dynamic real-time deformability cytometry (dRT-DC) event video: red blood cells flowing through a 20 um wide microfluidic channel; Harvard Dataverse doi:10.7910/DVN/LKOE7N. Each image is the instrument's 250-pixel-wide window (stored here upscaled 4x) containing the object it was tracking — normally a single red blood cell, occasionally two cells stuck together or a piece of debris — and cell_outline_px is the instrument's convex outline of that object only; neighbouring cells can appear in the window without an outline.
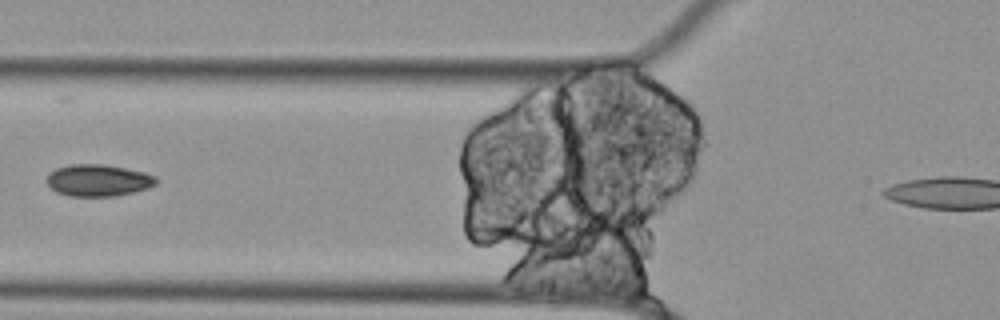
{"species": "Egyptian fruit bat (a non-hibernating species)", "species_latin": "Rousettus aegyptiacus", "temperature_condition": "cold", "stored_images_in_passage": 30, "camera_frame_rate_fps": 3000, "um_per_image_px": 0.085, "animal": {"sex": "female"}, "frame": {"image": 1, "passage_image": 2, "time_ms": 0.333, "image_size_px": [1000, 320], "cell_outline_px": [[156, 184], [148, 188], [132, 192], [112, 196], [68, 196], [56, 192], [44, 180], [56, 168], [72, 164], [104, 164], [144, 172], [156, 176]], "centroid_in_image_um": [8.33, 15.33], "position_along_channel_um": 117.5, "area_um2": 20.17}}
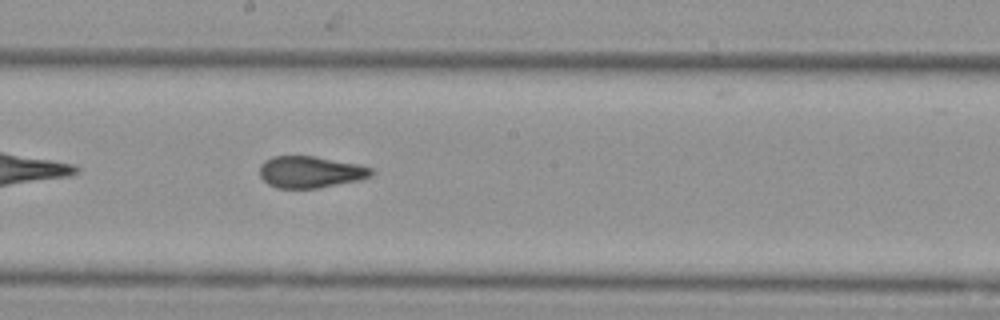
{"frame": {"image": 2, "passage_image": 11, "time_ms": 3.333, "image_size_px": [1000, 320], "cell_outline_px": [[376, 172], [372, 176], [360, 180], [320, 188], [276, 188], [268, 184], [260, 176], [260, 164], [264, 160], [272, 156], [316, 156], [360, 164], [372, 168]], "centroid_in_image_um": [26.42, 14.61], "position_along_channel_um": 221.8, "area_um2": 20.98}}
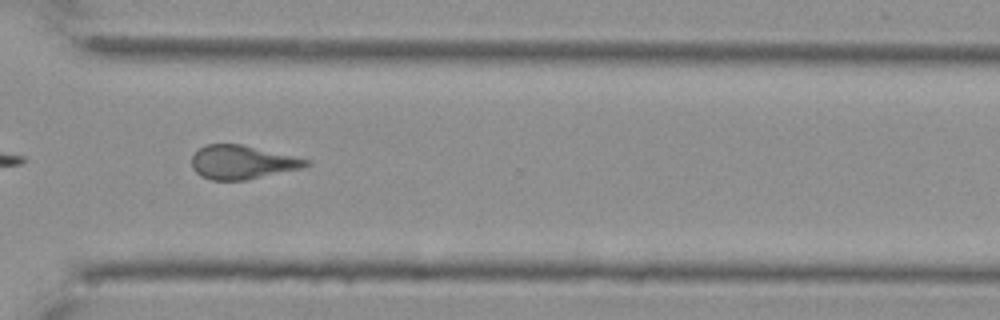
{"frame": {"image": 3, "passage_image": 22, "time_ms": 7.0, "image_size_px": [1000, 320], "cell_outline_px": [[312, 164], [304, 168], [244, 180], [212, 180], [200, 176], [192, 168], [192, 156], [200, 148], [208, 144], [240, 144], [292, 156], [308, 160]], "centroid_in_image_um": [20.57, 13.8], "position_along_channel_um": 350.0, "area_um2": 22.2}, "authors_computed_cell_mechanics": {"area_um2": 21.8773, "velocity_mm_per_s": 3.4866, "shape_relaxation_time_tau1_ms": null, "shape_relaxation_time_tau2_ms": 3.2094, "deformation_change_tau1": null, "deformation_change_tau2": 0.0865}}